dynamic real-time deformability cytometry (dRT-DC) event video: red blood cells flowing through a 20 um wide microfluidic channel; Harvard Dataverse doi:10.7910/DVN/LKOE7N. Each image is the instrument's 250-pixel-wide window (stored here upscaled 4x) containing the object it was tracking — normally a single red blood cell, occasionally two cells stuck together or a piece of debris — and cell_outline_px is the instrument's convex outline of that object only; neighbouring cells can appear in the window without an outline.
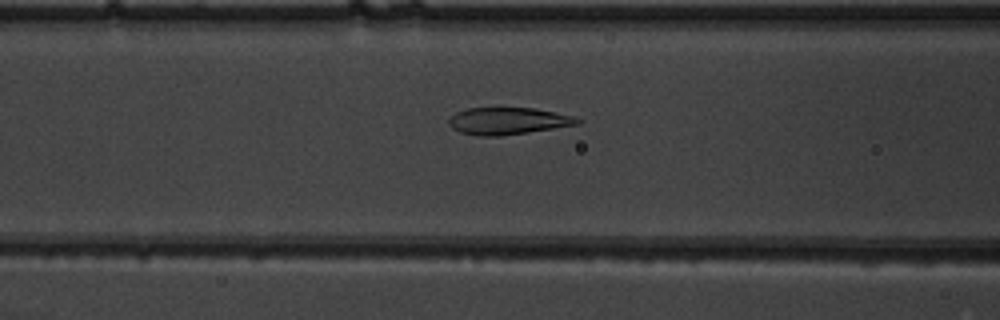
{"species": "common noctule bat (a hibernating species)", "species_latin": "Nyctalus noctula", "temperature_condition": "warm", "stored_images_in_passage": 52, "camera_frame_rate_fps": 3000, "um_per_image_px": 0.085, "animal": {"sex": "male", "body_mass_g": 19.5, "forearm_length_mm": 54.6}, "frame": {"image": 1, "passage_image": 22, "time_ms": 7.0, "image_size_px": [1000, 320], "cell_outline_px": [[580, 124], [528, 132], [500, 136], [480, 136], [460, 132], [452, 128], [448, 124], [448, 120], [456, 112], [468, 108], [496, 104], [500, 104], [536, 108], [556, 112], [572, 116], [580, 120]], "centroid_in_image_um": [43.13, 10.22], "position_along_channel_um": 123.5, "area_um2": 21.21}}
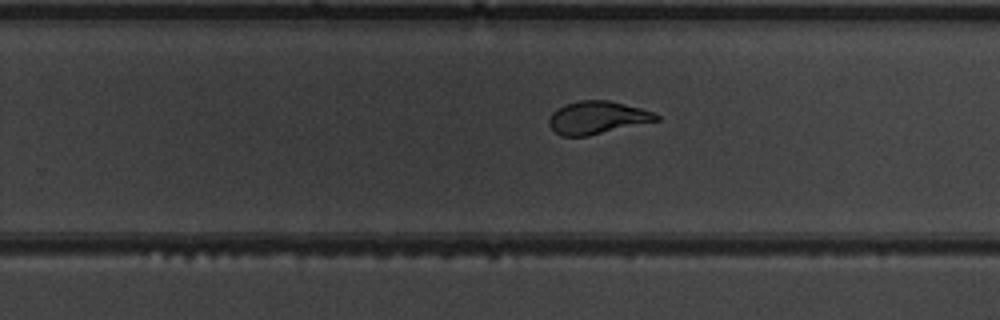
{"frame": {"image": 2, "passage_image": 34, "time_ms": 11.0, "image_size_px": [1000, 320], "cell_outline_px": [[660, 120], [588, 136], [560, 136], [548, 124], [548, 120], [552, 112], [556, 108], [564, 104], [580, 100], [608, 100], [640, 108], [652, 112], [660, 116]], "centroid_in_image_um": [50.74, 10.0], "position_along_channel_um": 279.1, "area_um2": 20.52}}
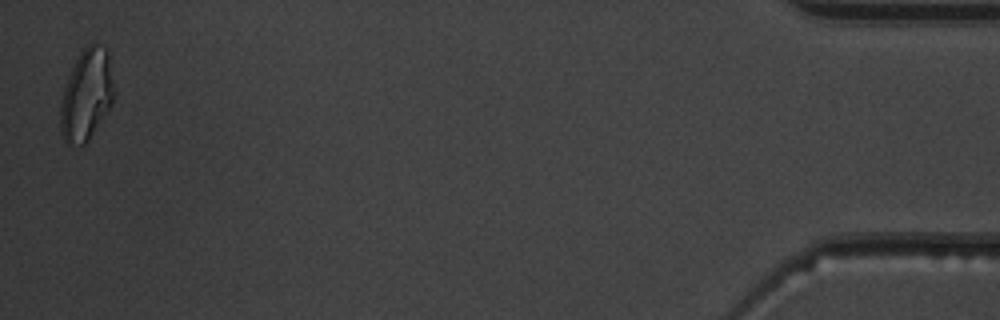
{"frame": {"image": 3, "passage_image": 52, "time_ms": 17.0, "image_size_px": [1000, 320], "cell_outline_px": [[112, 104], [88, 140], [80, 148], [68, 144], [64, 140], [60, 132], [60, 108], [64, 88], [72, 68], [80, 52], [92, 40], [96, 40], [108, 48], [112, 84]], "centroid_in_image_um": [7.33, 8.05], "position_along_channel_um": 427.9, "area_um2": 28.5}, "authors_computed_cell_mechanics": {"area_um2": 21.964, "velocity_mm_per_s": 3.8974, "shape_relaxation_time_tau1_ms": 4.4572, "shape_relaxation_time_tau2_ms": 0.7724, "deformation_change_tau1": 0.1661, "deformation_change_tau2": 0.063}}